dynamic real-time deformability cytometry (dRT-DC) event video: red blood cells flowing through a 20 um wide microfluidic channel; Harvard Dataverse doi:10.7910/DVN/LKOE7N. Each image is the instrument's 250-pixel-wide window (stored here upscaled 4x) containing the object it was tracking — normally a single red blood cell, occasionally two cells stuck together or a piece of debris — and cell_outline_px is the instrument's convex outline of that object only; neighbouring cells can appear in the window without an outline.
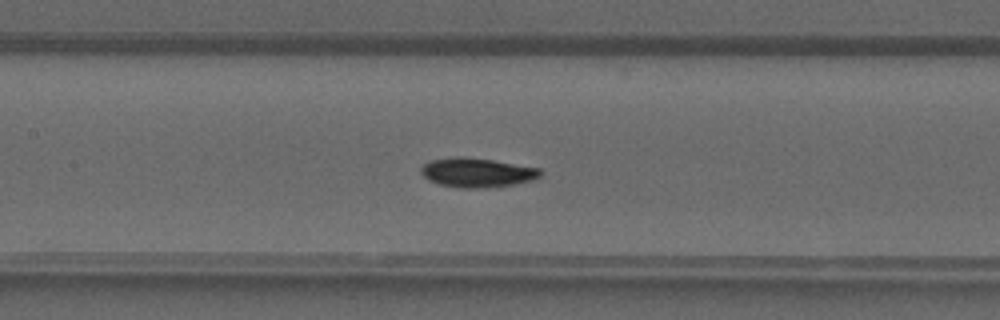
{"species": "common noctule bat (a hibernating species)", "species_latin": "Nyctalus noctula", "temperature_condition": "warm", "stored_images_in_passage": 43, "camera_frame_rate_fps": 3000, "um_per_image_px": 0.085, "animal": {"sex": "male", "forearm_length_mm": 52.5}, "frame": {"image": 1, "passage_image": 20, "time_ms": 6.333, "image_size_px": [1000, 320], "cell_outline_px": [[544, 172], [536, 180], [516, 184], [484, 188], [460, 188], [440, 184], [428, 180], [420, 172], [420, 168], [428, 160], [456, 156], [460, 156], [492, 160], [540, 168]], "centroid_in_image_um": [40.56, 14.67], "position_along_channel_um": 166.8, "area_um2": 20.63}}
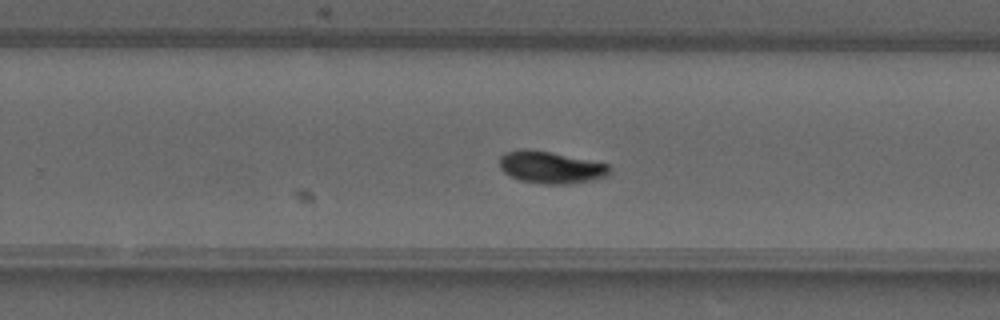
{"frame": {"image": 2, "passage_image": 27, "time_ms": 8.667, "image_size_px": [1000, 320], "cell_outline_px": [[612, 168], [608, 176], [592, 180], [568, 184], [544, 184], [520, 180], [504, 172], [500, 168], [500, 156], [504, 152], [552, 152], [608, 164]], "centroid_in_image_um": [46.89, 14.27], "position_along_channel_um": 282.9, "area_um2": 19.94}}
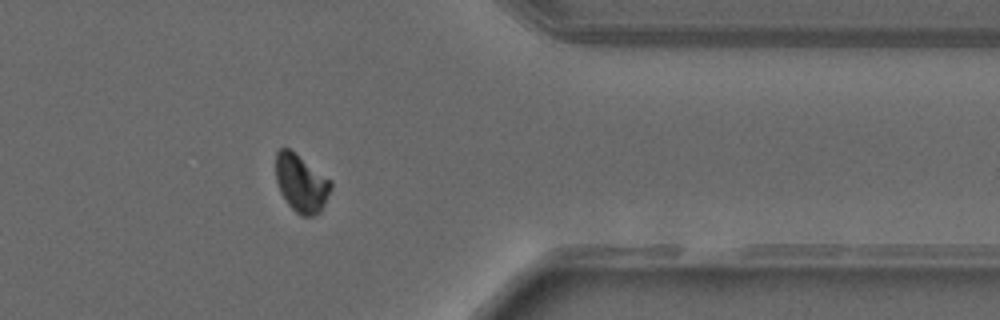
{"frame": {"image": 3, "passage_image": 34, "time_ms": 11.0, "image_size_px": [1000, 320], "cell_outline_px": [[332, 188], [320, 212], [316, 216], [300, 216], [288, 204], [280, 192], [276, 180], [276, 152], [280, 148], [288, 148], [332, 180]], "centroid_in_image_um": [25.61, 15.59], "position_along_channel_um": 385.8, "area_um2": 18.5}}